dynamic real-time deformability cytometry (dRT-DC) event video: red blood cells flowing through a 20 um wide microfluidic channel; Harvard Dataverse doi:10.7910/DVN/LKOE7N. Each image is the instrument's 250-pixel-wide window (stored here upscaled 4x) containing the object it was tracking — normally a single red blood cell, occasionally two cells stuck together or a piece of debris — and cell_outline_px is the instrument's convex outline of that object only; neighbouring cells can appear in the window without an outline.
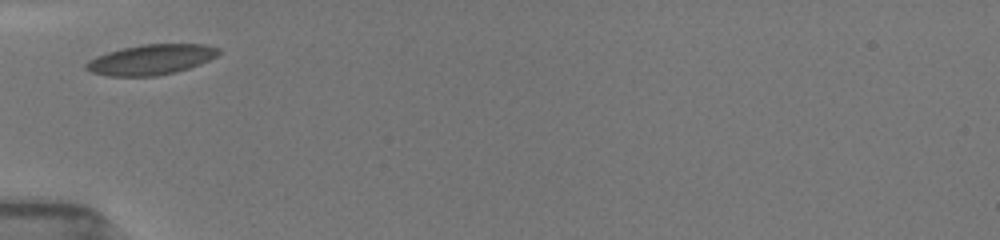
{"species": "common noctule bat (a hibernating species)", "species_latin": "Nyctalus noctula", "temperature_condition": "room temperature", "stored_images_in_passage": 23, "camera_frame_rate_fps": 3000, "um_per_image_px": 0.085, "animal": {"sex": "female", "body_mass_g": 19.5, "forearm_length_mm": 54.1}, "frame": {"image": 1, "passage_image": 1, "time_ms": 0.0, "image_size_px": [1000, 240], "cell_outline_px": [[220, 52], [216, 56], [200, 64], [176, 72], [156, 76], [108, 76], [92, 72], [84, 68], [84, 64], [88, 60], [96, 56], [108, 52], [140, 44], [204, 44], [220, 48]], "centroid_in_image_um": [12.82, 5.06], "position_along_channel_um": 72.2, "area_um2": 23.35}}
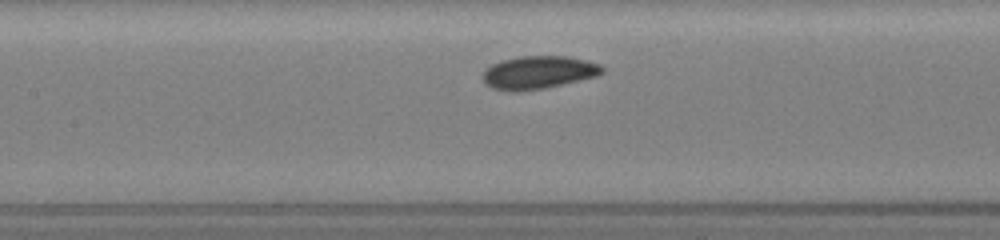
{"frame": {"image": 2, "passage_image": 6, "time_ms": 2.333, "image_size_px": [1000, 240], "cell_outline_px": [[604, 72], [596, 76], [544, 88], [512, 92], [492, 88], [484, 84], [480, 76], [484, 68], [500, 60], [520, 56], [568, 56], [600, 64], [604, 68]], "centroid_in_image_um": [45.69, 6.15], "position_along_channel_um": 161.7, "area_um2": 23.12}}
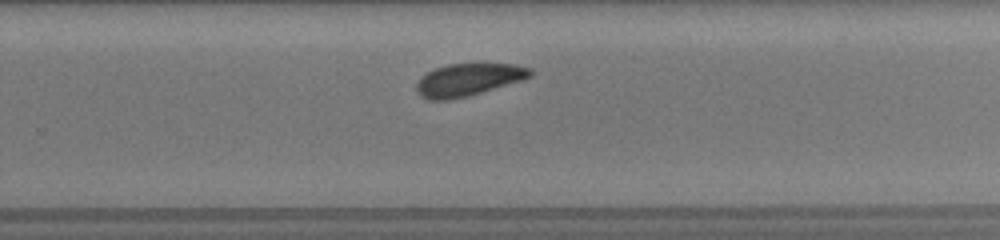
{"frame": {"image": 3, "passage_image": 21, "time_ms": 5.667, "image_size_px": [1000, 240], "cell_outline_px": [[532, 76], [520, 80], [468, 96], [448, 100], [428, 100], [420, 96], [416, 92], [416, 84], [428, 72], [436, 68], [448, 64], [480, 60], [512, 64], [532, 68]], "centroid_in_image_um": [39.82, 6.72], "position_along_channel_um": 290.0, "area_um2": 22.08}}